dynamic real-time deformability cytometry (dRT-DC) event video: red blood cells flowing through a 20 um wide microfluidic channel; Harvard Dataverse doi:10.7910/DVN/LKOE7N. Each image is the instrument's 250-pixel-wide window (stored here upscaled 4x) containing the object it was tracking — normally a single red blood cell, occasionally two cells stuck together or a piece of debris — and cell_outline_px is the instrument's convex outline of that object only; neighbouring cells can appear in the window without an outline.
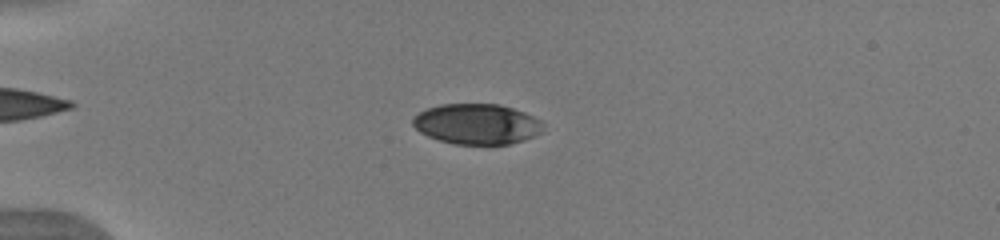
{"species": "human", "species_latin": "Homo sapiens", "temperature_condition": "warm", "stored_images_in_passage": 49, "camera_frame_rate_fps": 3000, "um_per_image_px": 0.085, "donor": {"sex": "male"}, "frame": {"image": 1, "passage_image": 11, "time_ms": 3.333, "image_size_px": [1000, 240], "cell_outline_px": [[544, 128], [536, 136], [524, 140], [508, 144], [452, 144], [428, 136], [420, 132], [412, 124], [412, 120], [420, 112], [428, 108], [440, 104], [500, 104], [524, 112], [540, 120], [544, 124]], "centroid_in_image_um": [40.55, 10.54], "position_along_channel_um": 44.4, "area_um2": 30.69}}
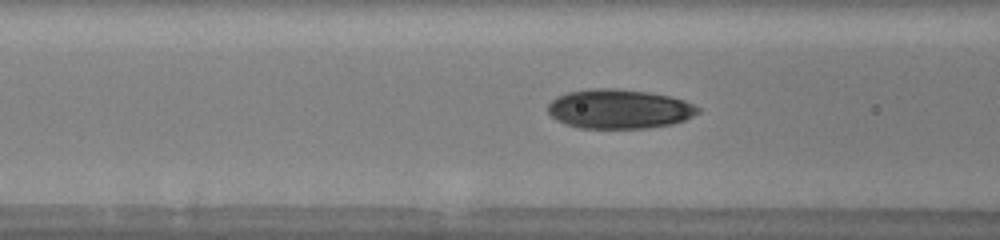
{"frame": {"image": 2, "passage_image": 19, "time_ms": 6.0, "image_size_px": [1000, 240], "cell_outline_px": [[700, 112], [684, 120], [672, 124], [648, 128], [580, 128], [564, 124], [556, 120], [548, 112], [548, 104], [556, 96], [568, 92], [588, 88], [616, 88], [648, 92], [668, 96], [684, 100], [700, 108]], "centroid_in_image_um": [52.6, 9.26], "position_along_channel_um": 114.0, "area_um2": 34.56}}
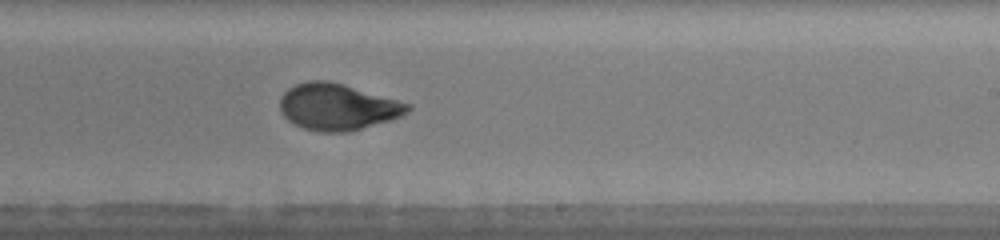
{"frame": {"image": 3, "passage_image": 30, "time_ms": 9.667, "image_size_px": [1000, 240], "cell_outline_px": [[412, 108], [408, 112], [392, 120], [348, 132], [320, 132], [304, 128], [288, 120], [280, 112], [280, 96], [288, 88], [296, 84], [308, 80], [328, 80], [344, 84], [412, 104]], "centroid_in_image_um": [28.7, 9.08], "position_along_channel_um": 260.3, "area_um2": 34.8}, "authors_computed_cell_mechanics": {"area_um2": 33.4662, "velocity_mm_per_s": 3.9936, "shape_relaxation_time_tau1_ms": 4.0334, "shape_relaxation_time_tau2_ms": 0.8401, "deformation_change_tau1": 0.169, "deformation_change_tau2": 0.0582}}